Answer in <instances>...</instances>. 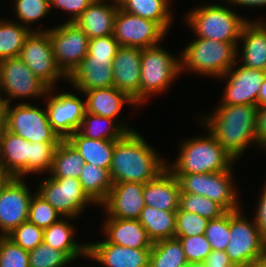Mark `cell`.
I'll list each match as a JSON object with an SVG mask.
<instances>
[{
	"mask_svg": "<svg viewBox=\"0 0 266 267\" xmlns=\"http://www.w3.org/2000/svg\"><path fill=\"white\" fill-rule=\"evenodd\" d=\"M136 131L127 132L115 142L110 178L112 183H143L156 179L167 169L158 152ZM161 158V159H160Z\"/></svg>",
	"mask_w": 266,
	"mask_h": 267,
	"instance_id": "obj_1",
	"label": "cell"
},
{
	"mask_svg": "<svg viewBox=\"0 0 266 267\" xmlns=\"http://www.w3.org/2000/svg\"><path fill=\"white\" fill-rule=\"evenodd\" d=\"M257 104L220 105L209 116L202 117V125L237 160L246 148L257 143Z\"/></svg>",
	"mask_w": 266,
	"mask_h": 267,
	"instance_id": "obj_2",
	"label": "cell"
},
{
	"mask_svg": "<svg viewBox=\"0 0 266 267\" xmlns=\"http://www.w3.org/2000/svg\"><path fill=\"white\" fill-rule=\"evenodd\" d=\"M180 146L178 158L167 164L172 174L228 171L236 161L209 131L205 137L189 138Z\"/></svg>",
	"mask_w": 266,
	"mask_h": 267,
	"instance_id": "obj_3",
	"label": "cell"
},
{
	"mask_svg": "<svg viewBox=\"0 0 266 267\" xmlns=\"http://www.w3.org/2000/svg\"><path fill=\"white\" fill-rule=\"evenodd\" d=\"M239 43L219 42L197 38L191 41L180 54L181 72L188 69L201 75L222 77L237 61Z\"/></svg>",
	"mask_w": 266,
	"mask_h": 267,
	"instance_id": "obj_4",
	"label": "cell"
},
{
	"mask_svg": "<svg viewBox=\"0 0 266 267\" xmlns=\"http://www.w3.org/2000/svg\"><path fill=\"white\" fill-rule=\"evenodd\" d=\"M192 9L186 14L185 21L197 38L240 43L243 26L250 20L222 4L206 3Z\"/></svg>",
	"mask_w": 266,
	"mask_h": 267,
	"instance_id": "obj_5",
	"label": "cell"
},
{
	"mask_svg": "<svg viewBox=\"0 0 266 267\" xmlns=\"http://www.w3.org/2000/svg\"><path fill=\"white\" fill-rule=\"evenodd\" d=\"M181 74V61L159 44L142 49L140 105L149 97L165 91Z\"/></svg>",
	"mask_w": 266,
	"mask_h": 267,
	"instance_id": "obj_6",
	"label": "cell"
},
{
	"mask_svg": "<svg viewBox=\"0 0 266 267\" xmlns=\"http://www.w3.org/2000/svg\"><path fill=\"white\" fill-rule=\"evenodd\" d=\"M37 106L23 101L14 107L5 104L2 125L29 142H61L49 123L46 108Z\"/></svg>",
	"mask_w": 266,
	"mask_h": 267,
	"instance_id": "obj_7",
	"label": "cell"
},
{
	"mask_svg": "<svg viewBox=\"0 0 266 267\" xmlns=\"http://www.w3.org/2000/svg\"><path fill=\"white\" fill-rule=\"evenodd\" d=\"M232 171L173 175L178 178L181 192L207 197L226 211H236L243 208L239 204Z\"/></svg>",
	"mask_w": 266,
	"mask_h": 267,
	"instance_id": "obj_8",
	"label": "cell"
},
{
	"mask_svg": "<svg viewBox=\"0 0 266 267\" xmlns=\"http://www.w3.org/2000/svg\"><path fill=\"white\" fill-rule=\"evenodd\" d=\"M241 209L230 211V241L225 252L235 267H246L266 253V243L254 221Z\"/></svg>",
	"mask_w": 266,
	"mask_h": 267,
	"instance_id": "obj_9",
	"label": "cell"
},
{
	"mask_svg": "<svg viewBox=\"0 0 266 267\" xmlns=\"http://www.w3.org/2000/svg\"><path fill=\"white\" fill-rule=\"evenodd\" d=\"M57 67L68 78L88 54L89 37L73 22L47 28Z\"/></svg>",
	"mask_w": 266,
	"mask_h": 267,
	"instance_id": "obj_10",
	"label": "cell"
},
{
	"mask_svg": "<svg viewBox=\"0 0 266 267\" xmlns=\"http://www.w3.org/2000/svg\"><path fill=\"white\" fill-rule=\"evenodd\" d=\"M49 89L19 57L0 60V92L4 104H10L14 98H45Z\"/></svg>",
	"mask_w": 266,
	"mask_h": 267,
	"instance_id": "obj_11",
	"label": "cell"
},
{
	"mask_svg": "<svg viewBox=\"0 0 266 267\" xmlns=\"http://www.w3.org/2000/svg\"><path fill=\"white\" fill-rule=\"evenodd\" d=\"M37 187L36 193L47 201L62 217L74 220L94 202L84 192L78 178H52L47 176Z\"/></svg>",
	"mask_w": 266,
	"mask_h": 267,
	"instance_id": "obj_12",
	"label": "cell"
},
{
	"mask_svg": "<svg viewBox=\"0 0 266 267\" xmlns=\"http://www.w3.org/2000/svg\"><path fill=\"white\" fill-rule=\"evenodd\" d=\"M50 88L67 77L57 67L48 31H31L18 56Z\"/></svg>",
	"mask_w": 266,
	"mask_h": 267,
	"instance_id": "obj_13",
	"label": "cell"
},
{
	"mask_svg": "<svg viewBox=\"0 0 266 267\" xmlns=\"http://www.w3.org/2000/svg\"><path fill=\"white\" fill-rule=\"evenodd\" d=\"M167 33L155 21L117 10L113 36L120 46L145 49L160 44Z\"/></svg>",
	"mask_w": 266,
	"mask_h": 267,
	"instance_id": "obj_14",
	"label": "cell"
},
{
	"mask_svg": "<svg viewBox=\"0 0 266 267\" xmlns=\"http://www.w3.org/2000/svg\"><path fill=\"white\" fill-rule=\"evenodd\" d=\"M54 87L50 88L46 111L52 129L61 139H67L78 131L86 112L85 101L69 92L55 94Z\"/></svg>",
	"mask_w": 266,
	"mask_h": 267,
	"instance_id": "obj_15",
	"label": "cell"
},
{
	"mask_svg": "<svg viewBox=\"0 0 266 267\" xmlns=\"http://www.w3.org/2000/svg\"><path fill=\"white\" fill-rule=\"evenodd\" d=\"M24 178L13 177L0 194V231L7 236L21 223L28 220L33 193Z\"/></svg>",
	"mask_w": 266,
	"mask_h": 267,
	"instance_id": "obj_16",
	"label": "cell"
},
{
	"mask_svg": "<svg viewBox=\"0 0 266 267\" xmlns=\"http://www.w3.org/2000/svg\"><path fill=\"white\" fill-rule=\"evenodd\" d=\"M234 65L220 78L227 80L221 105L257 104L266 71ZM235 67V69H234ZM237 67V68H236Z\"/></svg>",
	"mask_w": 266,
	"mask_h": 267,
	"instance_id": "obj_17",
	"label": "cell"
},
{
	"mask_svg": "<svg viewBox=\"0 0 266 267\" xmlns=\"http://www.w3.org/2000/svg\"><path fill=\"white\" fill-rule=\"evenodd\" d=\"M151 248H131L108 243L106 240L87 243V259L103 267H147Z\"/></svg>",
	"mask_w": 266,
	"mask_h": 267,
	"instance_id": "obj_18",
	"label": "cell"
},
{
	"mask_svg": "<svg viewBox=\"0 0 266 267\" xmlns=\"http://www.w3.org/2000/svg\"><path fill=\"white\" fill-rule=\"evenodd\" d=\"M143 189V183H114L101 207L106 210L107 217L138 220L145 207Z\"/></svg>",
	"mask_w": 266,
	"mask_h": 267,
	"instance_id": "obj_19",
	"label": "cell"
},
{
	"mask_svg": "<svg viewBox=\"0 0 266 267\" xmlns=\"http://www.w3.org/2000/svg\"><path fill=\"white\" fill-rule=\"evenodd\" d=\"M142 49L120 46L113 59V86L128 93L140 106Z\"/></svg>",
	"mask_w": 266,
	"mask_h": 267,
	"instance_id": "obj_20",
	"label": "cell"
},
{
	"mask_svg": "<svg viewBox=\"0 0 266 267\" xmlns=\"http://www.w3.org/2000/svg\"><path fill=\"white\" fill-rule=\"evenodd\" d=\"M30 142L7 130L0 129V168L13 177L29 174Z\"/></svg>",
	"mask_w": 266,
	"mask_h": 267,
	"instance_id": "obj_21",
	"label": "cell"
},
{
	"mask_svg": "<svg viewBox=\"0 0 266 267\" xmlns=\"http://www.w3.org/2000/svg\"><path fill=\"white\" fill-rule=\"evenodd\" d=\"M94 0L74 23L89 37L113 35L118 0Z\"/></svg>",
	"mask_w": 266,
	"mask_h": 267,
	"instance_id": "obj_22",
	"label": "cell"
},
{
	"mask_svg": "<svg viewBox=\"0 0 266 267\" xmlns=\"http://www.w3.org/2000/svg\"><path fill=\"white\" fill-rule=\"evenodd\" d=\"M113 60L83 59L67 78L80 93L113 86Z\"/></svg>",
	"mask_w": 266,
	"mask_h": 267,
	"instance_id": "obj_23",
	"label": "cell"
},
{
	"mask_svg": "<svg viewBox=\"0 0 266 267\" xmlns=\"http://www.w3.org/2000/svg\"><path fill=\"white\" fill-rule=\"evenodd\" d=\"M180 192L178 178L166 169L156 179L144 184L145 205L164 211H177Z\"/></svg>",
	"mask_w": 266,
	"mask_h": 267,
	"instance_id": "obj_24",
	"label": "cell"
},
{
	"mask_svg": "<svg viewBox=\"0 0 266 267\" xmlns=\"http://www.w3.org/2000/svg\"><path fill=\"white\" fill-rule=\"evenodd\" d=\"M102 225L108 243L131 248H151L152 240L146 229L135 219H116L106 217Z\"/></svg>",
	"mask_w": 266,
	"mask_h": 267,
	"instance_id": "obj_25",
	"label": "cell"
},
{
	"mask_svg": "<svg viewBox=\"0 0 266 267\" xmlns=\"http://www.w3.org/2000/svg\"><path fill=\"white\" fill-rule=\"evenodd\" d=\"M85 97L86 112L100 115L119 122V112L125 103L137 106L134 99L125 91L112 87L96 88L83 93ZM117 120V121H116Z\"/></svg>",
	"mask_w": 266,
	"mask_h": 267,
	"instance_id": "obj_26",
	"label": "cell"
},
{
	"mask_svg": "<svg viewBox=\"0 0 266 267\" xmlns=\"http://www.w3.org/2000/svg\"><path fill=\"white\" fill-rule=\"evenodd\" d=\"M260 21L249 20L243 26L239 39L243 42L241 65L266 71V23Z\"/></svg>",
	"mask_w": 266,
	"mask_h": 267,
	"instance_id": "obj_27",
	"label": "cell"
},
{
	"mask_svg": "<svg viewBox=\"0 0 266 267\" xmlns=\"http://www.w3.org/2000/svg\"><path fill=\"white\" fill-rule=\"evenodd\" d=\"M69 217H62L57 222L44 229L43 242L54 249L66 252L73 260L87 256V243L79 244L75 241V227L68 221Z\"/></svg>",
	"mask_w": 266,
	"mask_h": 267,
	"instance_id": "obj_28",
	"label": "cell"
},
{
	"mask_svg": "<svg viewBox=\"0 0 266 267\" xmlns=\"http://www.w3.org/2000/svg\"><path fill=\"white\" fill-rule=\"evenodd\" d=\"M83 157L85 163L110 170L117 140L89 139L74 132L66 139Z\"/></svg>",
	"mask_w": 266,
	"mask_h": 267,
	"instance_id": "obj_29",
	"label": "cell"
},
{
	"mask_svg": "<svg viewBox=\"0 0 266 267\" xmlns=\"http://www.w3.org/2000/svg\"><path fill=\"white\" fill-rule=\"evenodd\" d=\"M152 242L175 238L176 211H164L145 205L138 218Z\"/></svg>",
	"mask_w": 266,
	"mask_h": 267,
	"instance_id": "obj_30",
	"label": "cell"
},
{
	"mask_svg": "<svg viewBox=\"0 0 266 267\" xmlns=\"http://www.w3.org/2000/svg\"><path fill=\"white\" fill-rule=\"evenodd\" d=\"M170 0H118L124 12L157 22L166 32L173 22Z\"/></svg>",
	"mask_w": 266,
	"mask_h": 267,
	"instance_id": "obj_31",
	"label": "cell"
},
{
	"mask_svg": "<svg viewBox=\"0 0 266 267\" xmlns=\"http://www.w3.org/2000/svg\"><path fill=\"white\" fill-rule=\"evenodd\" d=\"M135 131L121 122L85 112L78 132L89 139L119 140L127 132Z\"/></svg>",
	"mask_w": 266,
	"mask_h": 267,
	"instance_id": "obj_32",
	"label": "cell"
},
{
	"mask_svg": "<svg viewBox=\"0 0 266 267\" xmlns=\"http://www.w3.org/2000/svg\"><path fill=\"white\" fill-rule=\"evenodd\" d=\"M87 196L101 206L106 200L112 188V181L108 169L85 163L78 178Z\"/></svg>",
	"mask_w": 266,
	"mask_h": 267,
	"instance_id": "obj_33",
	"label": "cell"
},
{
	"mask_svg": "<svg viewBox=\"0 0 266 267\" xmlns=\"http://www.w3.org/2000/svg\"><path fill=\"white\" fill-rule=\"evenodd\" d=\"M85 161L80 153L66 139L55 149L49 176L52 178H79Z\"/></svg>",
	"mask_w": 266,
	"mask_h": 267,
	"instance_id": "obj_34",
	"label": "cell"
},
{
	"mask_svg": "<svg viewBox=\"0 0 266 267\" xmlns=\"http://www.w3.org/2000/svg\"><path fill=\"white\" fill-rule=\"evenodd\" d=\"M187 264L183 246L178 238L153 242L149 257L150 267H183Z\"/></svg>",
	"mask_w": 266,
	"mask_h": 267,
	"instance_id": "obj_35",
	"label": "cell"
},
{
	"mask_svg": "<svg viewBox=\"0 0 266 267\" xmlns=\"http://www.w3.org/2000/svg\"><path fill=\"white\" fill-rule=\"evenodd\" d=\"M31 31L17 21L0 19V60L18 57L26 37Z\"/></svg>",
	"mask_w": 266,
	"mask_h": 267,
	"instance_id": "obj_36",
	"label": "cell"
},
{
	"mask_svg": "<svg viewBox=\"0 0 266 267\" xmlns=\"http://www.w3.org/2000/svg\"><path fill=\"white\" fill-rule=\"evenodd\" d=\"M179 208L197 213L208 220L220 218L227 212L220 204L207 197L184 192H180Z\"/></svg>",
	"mask_w": 266,
	"mask_h": 267,
	"instance_id": "obj_37",
	"label": "cell"
},
{
	"mask_svg": "<svg viewBox=\"0 0 266 267\" xmlns=\"http://www.w3.org/2000/svg\"><path fill=\"white\" fill-rule=\"evenodd\" d=\"M28 254L29 267H65L74 261L66 252L54 249L44 242L28 251Z\"/></svg>",
	"mask_w": 266,
	"mask_h": 267,
	"instance_id": "obj_38",
	"label": "cell"
},
{
	"mask_svg": "<svg viewBox=\"0 0 266 267\" xmlns=\"http://www.w3.org/2000/svg\"><path fill=\"white\" fill-rule=\"evenodd\" d=\"M14 15L29 28L31 24L43 19L51 11L50 0H15ZM34 22V23H33ZM29 26V27H28Z\"/></svg>",
	"mask_w": 266,
	"mask_h": 267,
	"instance_id": "obj_39",
	"label": "cell"
},
{
	"mask_svg": "<svg viewBox=\"0 0 266 267\" xmlns=\"http://www.w3.org/2000/svg\"><path fill=\"white\" fill-rule=\"evenodd\" d=\"M60 142H30L29 174H49L53 155Z\"/></svg>",
	"mask_w": 266,
	"mask_h": 267,
	"instance_id": "obj_40",
	"label": "cell"
},
{
	"mask_svg": "<svg viewBox=\"0 0 266 267\" xmlns=\"http://www.w3.org/2000/svg\"><path fill=\"white\" fill-rule=\"evenodd\" d=\"M61 218L62 216L47 201L36 192L33 194L28 213L29 222L44 230Z\"/></svg>",
	"mask_w": 266,
	"mask_h": 267,
	"instance_id": "obj_41",
	"label": "cell"
},
{
	"mask_svg": "<svg viewBox=\"0 0 266 267\" xmlns=\"http://www.w3.org/2000/svg\"><path fill=\"white\" fill-rule=\"evenodd\" d=\"M204 235L212 250L225 251L230 241V211L220 218L209 220Z\"/></svg>",
	"mask_w": 266,
	"mask_h": 267,
	"instance_id": "obj_42",
	"label": "cell"
},
{
	"mask_svg": "<svg viewBox=\"0 0 266 267\" xmlns=\"http://www.w3.org/2000/svg\"><path fill=\"white\" fill-rule=\"evenodd\" d=\"M209 220L180 208L176 211L175 237H189L205 233Z\"/></svg>",
	"mask_w": 266,
	"mask_h": 267,
	"instance_id": "obj_43",
	"label": "cell"
},
{
	"mask_svg": "<svg viewBox=\"0 0 266 267\" xmlns=\"http://www.w3.org/2000/svg\"><path fill=\"white\" fill-rule=\"evenodd\" d=\"M28 251L8 236L0 235V267H29Z\"/></svg>",
	"mask_w": 266,
	"mask_h": 267,
	"instance_id": "obj_44",
	"label": "cell"
},
{
	"mask_svg": "<svg viewBox=\"0 0 266 267\" xmlns=\"http://www.w3.org/2000/svg\"><path fill=\"white\" fill-rule=\"evenodd\" d=\"M7 236L24 250L31 251L43 242L44 230L27 220Z\"/></svg>",
	"mask_w": 266,
	"mask_h": 267,
	"instance_id": "obj_45",
	"label": "cell"
},
{
	"mask_svg": "<svg viewBox=\"0 0 266 267\" xmlns=\"http://www.w3.org/2000/svg\"><path fill=\"white\" fill-rule=\"evenodd\" d=\"M175 238L180 240L188 263L204 262L212 251L210 243L204 234Z\"/></svg>",
	"mask_w": 266,
	"mask_h": 267,
	"instance_id": "obj_46",
	"label": "cell"
},
{
	"mask_svg": "<svg viewBox=\"0 0 266 267\" xmlns=\"http://www.w3.org/2000/svg\"><path fill=\"white\" fill-rule=\"evenodd\" d=\"M120 45L113 35L89 39L88 54L84 59L113 60Z\"/></svg>",
	"mask_w": 266,
	"mask_h": 267,
	"instance_id": "obj_47",
	"label": "cell"
},
{
	"mask_svg": "<svg viewBox=\"0 0 266 267\" xmlns=\"http://www.w3.org/2000/svg\"><path fill=\"white\" fill-rule=\"evenodd\" d=\"M94 0H50V9L59 8L72 14L66 22H74Z\"/></svg>",
	"mask_w": 266,
	"mask_h": 267,
	"instance_id": "obj_48",
	"label": "cell"
},
{
	"mask_svg": "<svg viewBox=\"0 0 266 267\" xmlns=\"http://www.w3.org/2000/svg\"><path fill=\"white\" fill-rule=\"evenodd\" d=\"M263 187L259 196L260 198L258 199L259 203L256 205L254 221L260 230L262 239L266 243V183Z\"/></svg>",
	"mask_w": 266,
	"mask_h": 267,
	"instance_id": "obj_49",
	"label": "cell"
},
{
	"mask_svg": "<svg viewBox=\"0 0 266 267\" xmlns=\"http://www.w3.org/2000/svg\"><path fill=\"white\" fill-rule=\"evenodd\" d=\"M256 136L258 145L266 150V104L257 107Z\"/></svg>",
	"mask_w": 266,
	"mask_h": 267,
	"instance_id": "obj_50",
	"label": "cell"
},
{
	"mask_svg": "<svg viewBox=\"0 0 266 267\" xmlns=\"http://www.w3.org/2000/svg\"><path fill=\"white\" fill-rule=\"evenodd\" d=\"M208 267H235L225 251L212 250L204 261Z\"/></svg>",
	"mask_w": 266,
	"mask_h": 267,
	"instance_id": "obj_51",
	"label": "cell"
},
{
	"mask_svg": "<svg viewBox=\"0 0 266 267\" xmlns=\"http://www.w3.org/2000/svg\"><path fill=\"white\" fill-rule=\"evenodd\" d=\"M225 2H230L233 6H246V7H263L266 6V0H226Z\"/></svg>",
	"mask_w": 266,
	"mask_h": 267,
	"instance_id": "obj_52",
	"label": "cell"
},
{
	"mask_svg": "<svg viewBox=\"0 0 266 267\" xmlns=\"http://www.w3.org/2000/svg\"><path fill=\"white\" fill-rule=\"evenodd\" d=\"M13 178V176L8 173L5 172L4 170H2L0 168V194L2 192V190L4 189V187L8 184V182Z\"/></svg>",
	"mask_w": 266,
	"mask_h": 267,
	"instance_id": "obj_53",
	"label": "cell"
},
{
	"mask_svg": "<svg viewBox=\"0 0 266 267\" xmlns=\"http://www.w3.org/2000/svg\"><path fill=\"white\" fill-rule=\"evenodd\" d=\"M264 104H266V75L258 95L257 106H261Z\"/></svg>",
	"mask_w": 266,
	"mask_h": 267,
	"instance_id": "obj_54",
	"label": "cell"
},
{
	"mask_svg": "<svg viewBox=\"0 0 266 267\" xmlns=\"http://www.w3.org/2000/svg\"><path fill=\"white\" fill-rule=\"evenodd\" d=\"M246 267H266V253L254 260Z\"/></svg>",
	"mask_w": 266,
	"mask_h": 267,
	"instance_id": "obj_55",
	"label": "cell"
},
{
	"mask_svg": "<svg viewBox=\"0 0 266 267\" xmlns=\"http://www.w3.org/2000/svg\"><path fill=\"white\" fill-rule=\"evenodd\" d=\"M183 267H208V266L205 262H194V263H188Z\"/></svg>",
	"mask_w": 266,
	"mask_h": 267,
	"instance_id": "obj_56",
	"label": "cell"
},
{
	"mask_svg": "<svg viewBox=\"0 0 266 267\" xmlns=\"http://www.w3.org/2000/svg\"><path fill=\"white\" fill-rule=\"evenodd\" d=\"M3 108L4 107H0V129L2 127V121H3Z\"/></svg>",
	"mask_w": 266,
	"mask_h": 267,
	"instance_id": "obj_57",
	"label": "cell"
},
{
	"mask_svg": "<svg viewBox=\"0 0 266 267\" xmlns=\"http://www.w3.org/2000/svg\"><path fill=\"white\" fill-rule=\"evenodd\" d=\"M4 102H3V100H2V97H1V92H0V107H4Z\"/></svg>",
	"mask_w": 266,
	"mask_h": 267,
	"instance_id": "obj_58",
	"label": "cell"
}]
</instances>
